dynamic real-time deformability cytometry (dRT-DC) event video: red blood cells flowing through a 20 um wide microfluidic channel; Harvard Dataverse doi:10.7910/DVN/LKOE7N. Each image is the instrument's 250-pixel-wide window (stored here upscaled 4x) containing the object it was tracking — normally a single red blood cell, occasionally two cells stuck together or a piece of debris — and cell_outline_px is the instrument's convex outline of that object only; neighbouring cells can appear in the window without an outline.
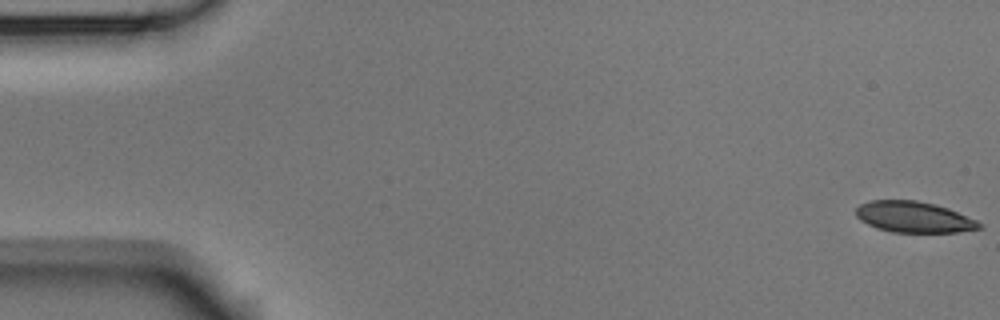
{"species": "Egyptian fruit bat (a non-hibernating species)", "species_latin": "Rousettus aegyptiacus", "temperature_condition": "room temperature", "stored_images_in_passage": 6, "camera_frame_rate_fps": 3000, "um_per_image_px": 0.085, "animal": {"sex": "male"}, "frame": {"image": 1, "passage_image": 1, "time_ms": 0.0, "image_size_px": [1000, 320], "cell_outline_px": [[984, 228], [960, 232], [892, 232], [876, 228], [860, 220], [856, 216], [856, 208], [860, 204], [868, 200], [916, 200], [936, 204], [948, 208], [976, 220], [984, 224]], "centroid_in_image_um": [77.69, 18.45], "position_along_channel_um": 7.3, "area_um2": 22.48}}
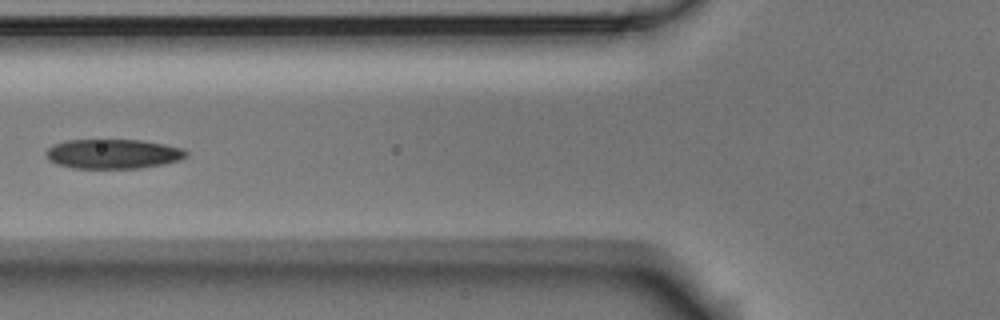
{"frame": {"image": 2, "passage_image": 6, "time_ms": 1.667, "image_size_px": [1000, 320], "cell_outline_px": [[188, 156], [180, 160], [164, 164], [140, 168], [72, 168], [56, 164], [48, 160], [44, 152], [52, 144], [68, 140], [140, 140], [164, 144], [184, 148], [188, 152]], "centroid_in_image_um": [9.6, 13.08], "position_along_channel_um": 116.2, "area_um2": 24.39}}